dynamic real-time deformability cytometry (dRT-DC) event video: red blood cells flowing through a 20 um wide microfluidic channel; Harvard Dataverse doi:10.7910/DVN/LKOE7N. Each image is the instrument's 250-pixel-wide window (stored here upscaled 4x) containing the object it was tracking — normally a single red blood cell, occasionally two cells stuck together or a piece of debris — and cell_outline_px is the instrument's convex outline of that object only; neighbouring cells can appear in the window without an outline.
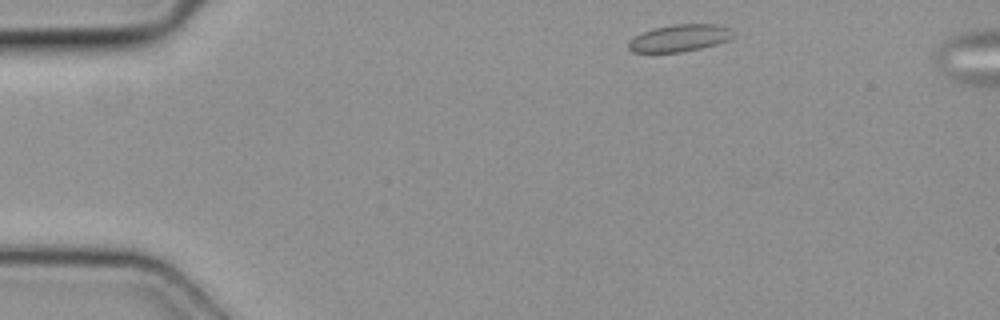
{"species": "common noctule bat (a hibernating species)", "species_latin": "Nyctalus noctula", "temperature_condition": "cold", "stored_images_in_passage": 4, "camera_frame_rate_fps": 3000, "um_per_image_px": 0.085, "animal": {"sex": "female", "body_mass_g": 19.3, "forearm_length_mm": 54.1}, "frame": {"image": 1, "passage_image": 1, "time_ms": 0.0, "image_size_px": [1000, 320], "cell_outline_px": [[732, 36], [728, 40], [716, 44], [700, 48], [680, 52], [632, 52], [628, 48], [628, 44], [636, 36], [644, 32], [656, 28], [672, 24], [716, 24], [732, 28]], "centroid_in_image_um": [57.8, 3.23], "position_along_channel_um": 27.2, "area_um2": 16.24}}